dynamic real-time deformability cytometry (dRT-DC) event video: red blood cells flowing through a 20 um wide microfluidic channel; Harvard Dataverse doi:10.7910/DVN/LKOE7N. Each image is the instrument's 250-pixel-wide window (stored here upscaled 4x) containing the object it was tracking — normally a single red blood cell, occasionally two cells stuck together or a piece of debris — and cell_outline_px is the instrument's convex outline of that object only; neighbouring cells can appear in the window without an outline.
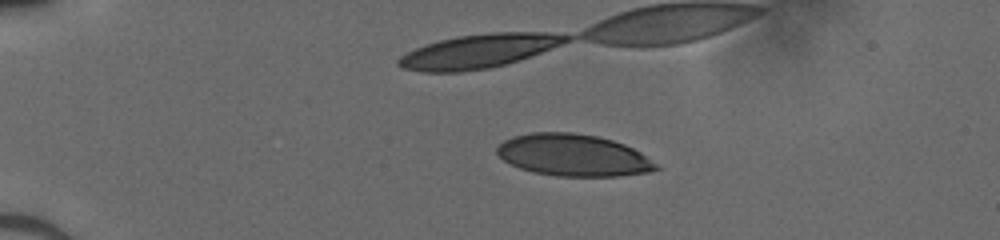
{"species": "human", "species_latin": "Homo sapiens", "temperature_condition": "cold", "stored_images_in_passage": 44, "camera_frame_rate_fps": 3000, "um_per_image_px": 0.085, "donor": {"sex": "male"}, "frame": {"image": 1, "passage_image": 13, "time_ms": 4.0, "image_size_px": [1000, 240], "cell_outline_px": [[660, 168], [648, 172], [620, 176], [556, 176], [532, 172], [520, 168], [504, 160], [496, 152], [496, 148], [504, 140], [512, 136], [532, 132], [572, 132], [596, 136], [612, 140], [624, 144], [640, 152], [656, 164]], "centroid_in_image_um": [48.7, 13.19], "position_along_channel_um": 36.3, "area_um2": 38.73}}